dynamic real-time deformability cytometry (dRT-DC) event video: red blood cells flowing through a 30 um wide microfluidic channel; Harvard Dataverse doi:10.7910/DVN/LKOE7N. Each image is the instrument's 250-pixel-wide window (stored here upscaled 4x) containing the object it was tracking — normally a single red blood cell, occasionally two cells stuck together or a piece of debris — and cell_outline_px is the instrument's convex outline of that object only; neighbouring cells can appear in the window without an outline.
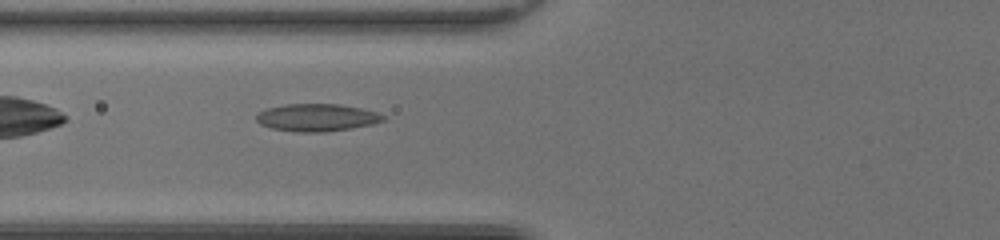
{"species": "common noctule bat (a hibernating species)", "species_latin": "Nyctalus noctula", "temperature_condition": "room temperature", "stored_images_in_passage": 33, "camera_frame_rate_fps": 3000, "um_per_image_px": 0.085, "animal": {"sex": "female", "body_mass_g": 20.0, "forearm_length_mm": 54.0}, "frame": {"image": 1, "passage_image": 4, "time_ms": 1.0, "image_size_px": [1000, 240], "cell_outline_px": [[388, 116], [384, 120], [372, 124], [352, 128], [324, 132], [296, 132], [272, 128], [260, 124], [256, 120], [256, 112], [268, 108], [284, 104], [340, 104], [360, 108], [376, 112]], "centroid_in_image_um": [26.92, 9.99], "position_along_channel_um": 98.9, "area_um2": 20.4}}
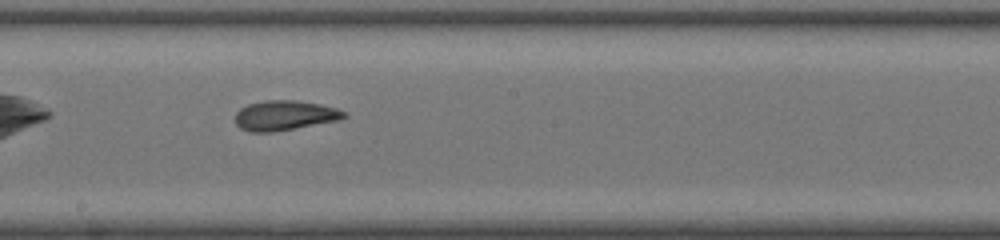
{"frame": {"image": 2, "passage_image": 13, "time_ms": 4.0, "image_size_px": [1000, 240], "cell_outline_px": [[348, 116], [340, 120], [272, 132], [248, 132], [240, 128], [236, 124], [236, 112], [240, 108], [248, 104], [268, 100], [296, 100], [320, 104], [336, 108], [344, 112]], "centroid_in_image_um": [24.19, 9.81], "position_along_channel_um": 224.0, "area_um2": 18.9}}
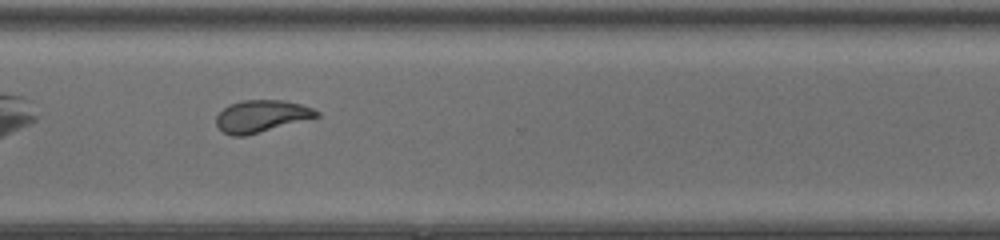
{"frame": {"image": 3, "passage_image": 22, "time_ms": 7.0, "image_size_px": [1000, 240], "cell_outline_px": [[320, 116], [244, 136], [232, 136], [224, 132], [216, 124], [216, 116], [228, 104], [240, 100], [284, 100], [300, 104], [312, 108], [320, 112]], "centroid_in_image_um": [22.2, 9.86], "position_along_channel_um": 348.4, "area_um2": 18.61}, "authors_computed_cell_mechanics": {"area_um2": 19.0162, "velocity_mm_per_s": 4.1588, "shape_relaxation_time_tau1_ms": null, "shape_relaxation_time_tau2_ms": 2.013, "deformation_change_tau1": null, "deformation_change_tau2": 0.0883}}